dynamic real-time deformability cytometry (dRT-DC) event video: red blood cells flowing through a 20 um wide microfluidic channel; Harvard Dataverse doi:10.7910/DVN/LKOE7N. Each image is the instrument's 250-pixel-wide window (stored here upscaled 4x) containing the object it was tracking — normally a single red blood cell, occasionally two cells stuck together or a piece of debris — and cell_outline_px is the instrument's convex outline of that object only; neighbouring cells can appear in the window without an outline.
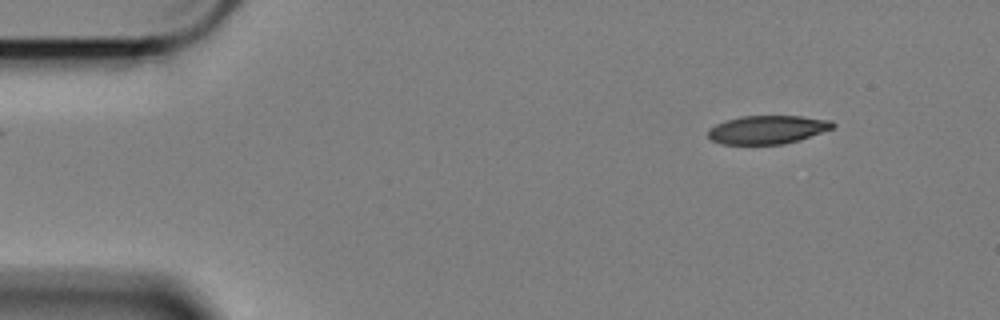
{"species": "Egyptian fruit bat (a non-hibernating species)", "species_latin": "Rousettus aegyptiacus", "temperature_condition": "cold", "stored_images_in_passage": 10, "camera_frame_rate_fps": 3000, "um_per_image_px": 0.085, "animal": {"sex": "female"}, "frame": {"image": 1, "passage_image": 1, "time_ms": 0.0, "image_size_px": [1000, 320], "cell_outline_px": [[836, 124], [832, 128], [796, 140], [780, 144], [720, 144], [712, 140], [708, 136], [708, 132], [716, 124], [740, 116], [800, 116], [832, 120]], "centroid_in_image_um": [65.22, 11.01], "position_along_channel_um": 19.8, "area_um2": 20.23}}
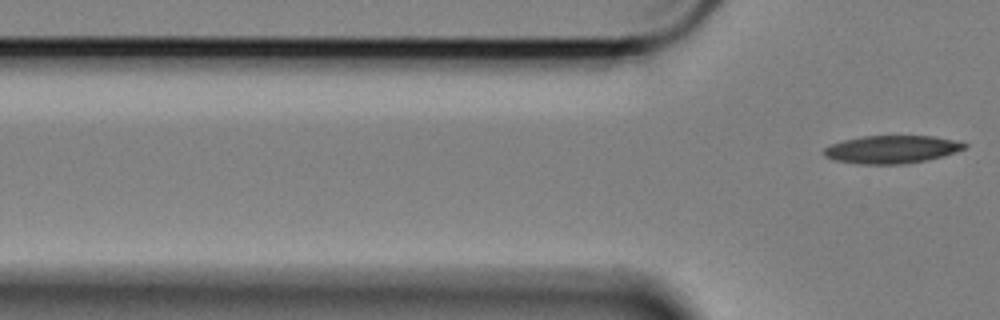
{"frame": {"image": 2, "passage_image": 10, "time_ms": 3.0, "image_size_px": [1000, 320], "cell_outline_px": [[968, 144], [964, 148], [928, 160], [900, 164], [860, 164], [836, 160], [824, 156], [824, 148], [832, 144], [844, 140], [864, 136], [932, 136], [952, 140]], "centroid_in_image_um": [75.75, 12.7], "position_along_channel_um": 50.1, "area_um2": 22.37}}